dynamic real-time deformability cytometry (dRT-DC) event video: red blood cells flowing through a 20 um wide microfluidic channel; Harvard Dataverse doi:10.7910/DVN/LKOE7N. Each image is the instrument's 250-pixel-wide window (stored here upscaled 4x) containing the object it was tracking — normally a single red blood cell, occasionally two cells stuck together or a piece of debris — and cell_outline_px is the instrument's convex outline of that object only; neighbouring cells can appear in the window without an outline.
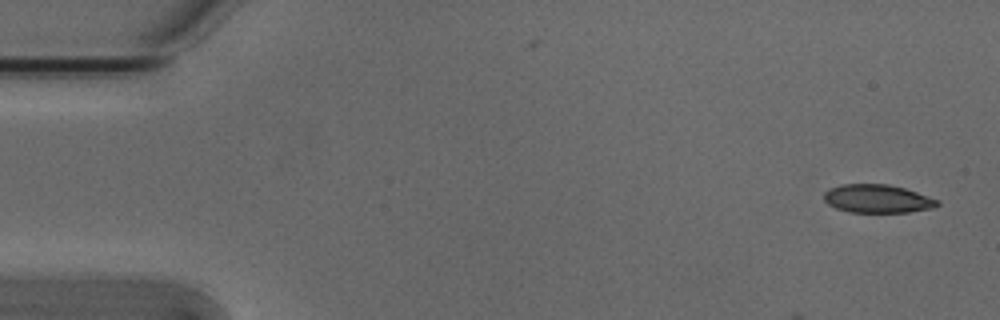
{"species": "Egyptian fruit bat (a non-hibernating species)", "species_latin": "Rousettus aegyptiacus", "temperature_condition": "cold", "stored_images_in_passage": 5, "camera_frame_rate_fps": 3000, "um_per_image_px": 0.085, "animal": {"sex": "male"}, "frame": {"image": 1, "passage_image": 1, "time_ms": 0.0, "image_size_px": [1000, 320], "cell_outline_px": [[940, 204], [936, 208], [908, 212], [848, 212], [836, 208], [828, 204], [824, 200], [824, 192], [828, 188], [840, 184], [888, 184], [904, 188], [940, 200]], "centroid_in_image_um": [74.58, 16.89], "position_along_channel_um": 10.4, "area_um2": 18.9}}